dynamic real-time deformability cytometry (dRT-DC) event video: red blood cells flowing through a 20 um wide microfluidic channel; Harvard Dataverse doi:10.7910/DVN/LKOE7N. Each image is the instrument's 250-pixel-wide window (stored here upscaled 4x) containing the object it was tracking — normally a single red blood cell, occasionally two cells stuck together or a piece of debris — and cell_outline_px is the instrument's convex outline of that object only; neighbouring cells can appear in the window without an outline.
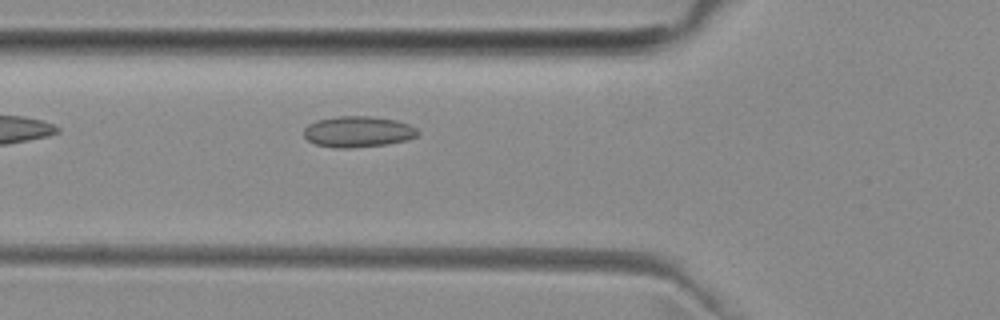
{"species": "common noctule bat (a hibernating species)", "species_latin": "Nyctalus noctula", "temperature_condition": "room temperature", "stored_images_in_passage": 2, "camera_frame_rate_fps": 3000, "um_per_image_px": 0.085, "animal": {"sex": "female", "body_mass_g": 29.2, "forearm_length_mm": 56.3}, "frame": {"image": 1, "passage_image": 2, "time_ms": 1.333, "image_size_px": [1000, 320], "cell_outline_px": [[420, 132], [416, 136], [408, 140], [384, 144], [348, 148], [336, 148], [316, 144], [308, 140], [304, 136], [304, 128], [308, 124], [316, 120], [336, 116], [372, 116], [396, 120], [408, 124], [416, 128]], "centroid_in_image_um": [30.42, 11.18], "position_along_channel_um": 95.4, "area_um2": 20.58}}